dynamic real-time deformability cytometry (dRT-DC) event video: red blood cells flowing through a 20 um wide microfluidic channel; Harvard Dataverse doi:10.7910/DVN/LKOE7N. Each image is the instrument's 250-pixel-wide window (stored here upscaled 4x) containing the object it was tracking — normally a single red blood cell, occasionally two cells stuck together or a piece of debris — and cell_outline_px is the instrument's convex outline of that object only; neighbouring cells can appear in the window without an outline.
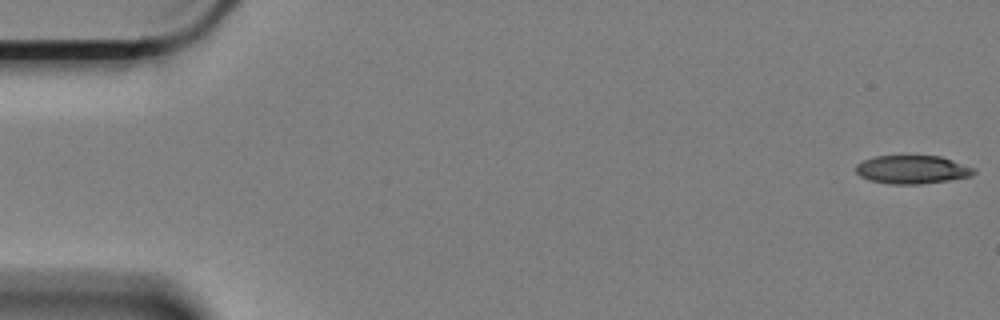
{"species": "Egyptian fruit bat (a non-hibernating species)", "species_latin": "Rousettus aegyptiacus", "temperature_condition": "cold", "stored_images_in_passage": 53, "camera_frame_rate_fps": 3000, "um_per_image_px": 0.085, "animal": {"sex": "female"}, "frame": {"image": 1, "passage_image": 1, "time_ms": 0.0, "image_size_px": [1000, 320], "cell_outline_px": [[976, 172], [972, 176], [948, 180], [920, 184], [892, 184], [868, 180], [860, 176], [856, 172], [856, 164], [872, 156], [940, 156], [976, 168]], "centroid_in_image_um": [77.54, 14.41], "position_along_channel_um": 7.5, "area_um2": 19.54}}
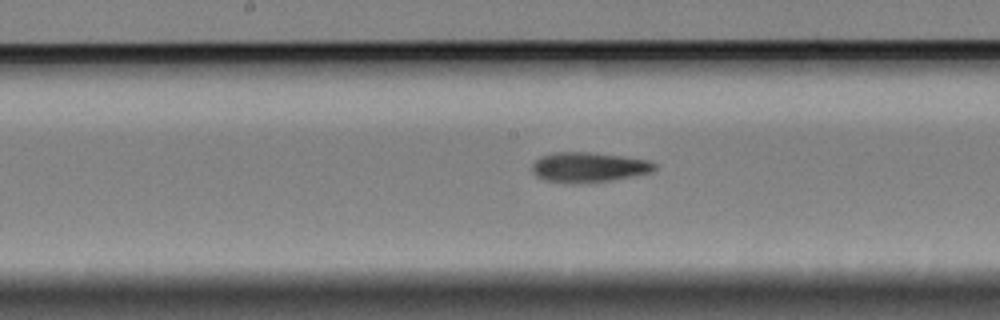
{"frame": {"image": 2, "passage_image": 30, "time_ms": 9.667, "image_size_px": [1000, 320], "cell_outline_px": [[656, 168], [652, 172], [612, 180], [572, 184], [544, 180], [536, 176], [532, 172], [532, 164], [540, 156], [556, 152], [592, 152], [648, 160], [656, 164]], "centroid_in_image_um": [50.01, 14.22], "position_along_channel_um": 198.2, "area_um2": 21.44}}
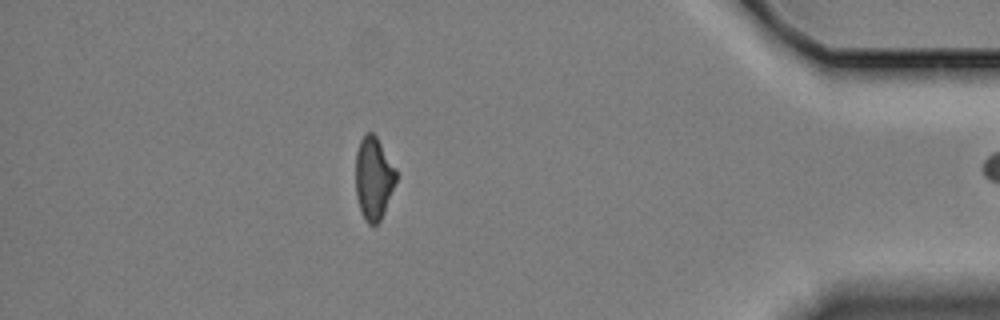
{"frame": {"image": 3, "passage_image": 52, "time_ms": 17.0, "image_size_px": [1000, 320], "cell_outline_px": [[396, 180], [384, 212], [380, 220], [376, 224], [368, 224], [364, 220], [356, 196], [356, 152], [360, 140], [364, 132], [372, 132], [376, 136], [396, 168]], "centroid_in_image_um": [31.74, 15.12], "position_along_channel_um": 403.5, "area_um2": 19.42}}